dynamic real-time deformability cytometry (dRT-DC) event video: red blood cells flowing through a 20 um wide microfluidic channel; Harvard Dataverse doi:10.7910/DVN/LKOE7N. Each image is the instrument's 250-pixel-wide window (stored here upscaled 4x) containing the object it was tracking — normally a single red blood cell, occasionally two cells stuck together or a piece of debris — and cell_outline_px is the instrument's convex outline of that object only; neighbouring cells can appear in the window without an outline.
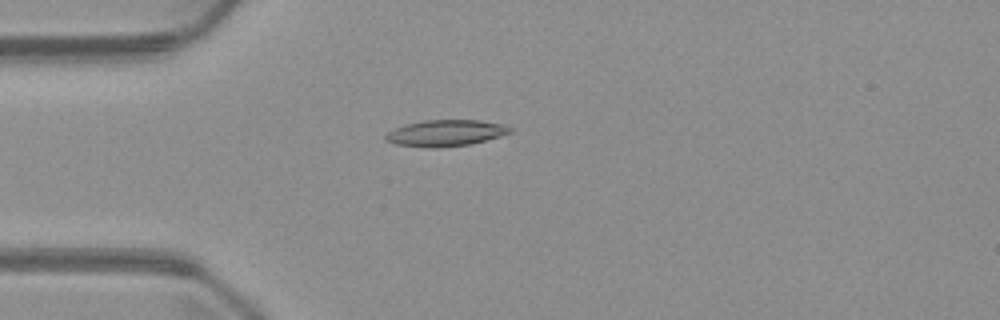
{"species": "common noctule bat (a hibernating species)", "species_latin": "Nyctalus noctula", "temperature_condition": "warm", "stored_images_in_passage": 1, "camera_frame_rate_fps": 3000, "um_per_image_px": 0.085, "animal": {"sex": "male", "body_mass_g": 23.1, "forearm_length_mm": 52.7}, "frame": {"image": 1, "passage_image": 1, "time_ms": 0.0, "image_size_px": [1000, 320], "cell_outline_px": [[512, 132], [500, 136], [472, 144], [436, 148], [428, 148], [396, 144], [384, 140], [384, 136], [388, 132], [404, 124], [424, 120], [480, 120], [504, 124], [512, 128]], "centroid_in_image_um": [37.88, 11.31], "position_along_channel_um": 47.1, "area_um2": 19.25}}